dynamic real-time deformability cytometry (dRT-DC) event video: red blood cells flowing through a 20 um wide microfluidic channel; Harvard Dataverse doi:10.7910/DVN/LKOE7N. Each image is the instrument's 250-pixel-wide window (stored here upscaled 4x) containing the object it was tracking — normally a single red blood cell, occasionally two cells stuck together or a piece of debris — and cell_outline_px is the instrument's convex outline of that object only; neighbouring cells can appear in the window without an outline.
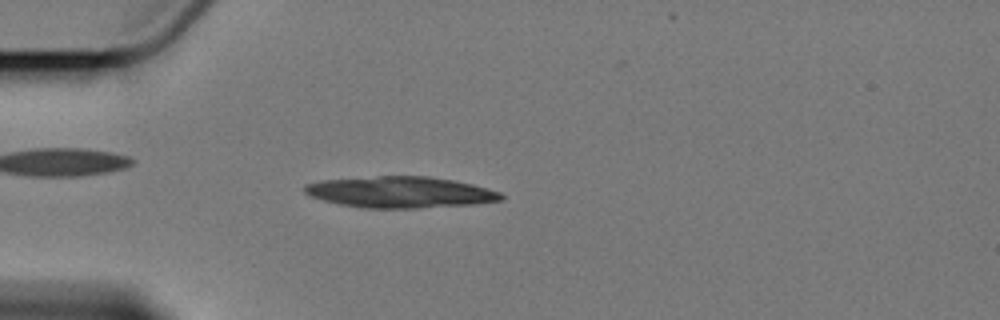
{"species": "Egyptian fruit bat (a non-hibernating species)", "species_latin": "Rousettus aegyptiacus", "temperature_condition": "cold", "stored_images_in_passage": 6, "camera_frame_rate_fps": 3000, "um_per_image_px": 0.085, "animal": {"sex": "female"}, "frame": {"image": 1, "passage_image": 4, "time_ms": 3.667, "image_size_px": [1000, 320], "cell_outline_px": [[504, 200], [476, 204], [420, 208], [360, 208], [340, 204], [324, 200], [312, 196], [304, 192], [304, 184], [320, 180], [376, 176], [428, 176], [452, 180], [472, 184], [500, 192], [504, 196]], "centroid_in_image_um": [34.03, 16.34], "position_along_channel_um": 51.0, "area_um2": 35.89}}